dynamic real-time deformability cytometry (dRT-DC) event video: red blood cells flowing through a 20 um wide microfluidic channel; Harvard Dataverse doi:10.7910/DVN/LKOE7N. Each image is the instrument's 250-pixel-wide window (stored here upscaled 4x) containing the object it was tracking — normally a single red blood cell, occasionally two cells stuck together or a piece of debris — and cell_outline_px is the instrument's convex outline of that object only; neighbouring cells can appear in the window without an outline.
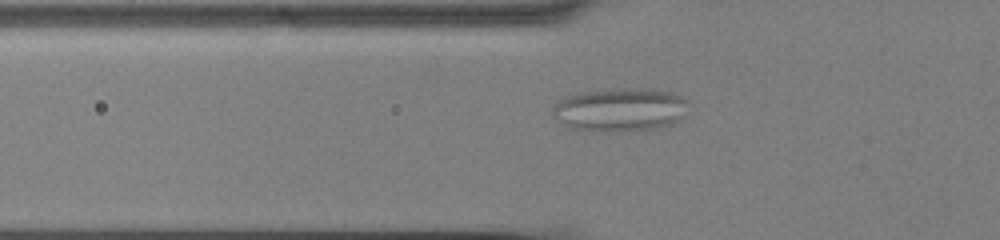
{"species": "common noctule bat (a hibernating species)", "species_latin": "Nyctalus noctula", "temperature_condition": "cold", "stored_images_in_passage": 43, "camera_frame_rate_fps": 3000, "um_per_image_px": 0.085, "animal": {"sex": "male", "body_mass_g": 13.0, "forearm_length_mm": 53.1}, "frame": {"image": 1, "passage_image": 6, "time_ms": 1.667, "image_size_px": [1000, 240], "cell_outline_px": [[692, 104], [684, 116], [680, 120], [672, 124], [656, 128], [572, 128], [564, 124], [552, 116], [552, 108], [560, 100], [568, 96], [584, 92], [624, 88], [652, 88], [672, 92], [684, 96]], "centroid_in_image_um": [52.84, 9.25], "position_along_channel_um": 73.0, "area_um2": 33.47}}
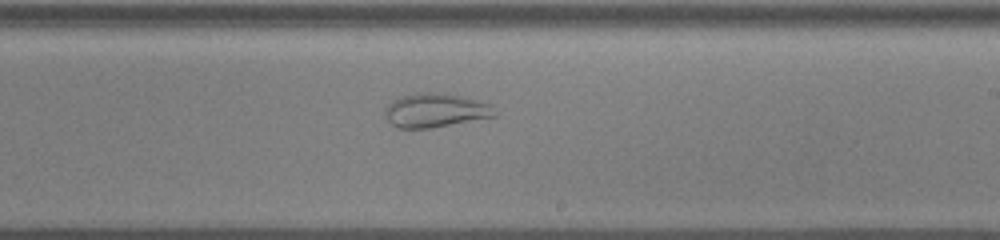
{"frame": {"image": 2, "passage_image": 21, "time_ms": 6.667, "image_size_px": [1000, 240], "cell_outline_px": [[496, 116], [432, 128], [396, 128], [384, 116], [384, 108], [392, 100], [400, 96], [416, 92], [440, 92], [460, 96], [488, 104], [496, 112]], "centroid_in_image_um": [36.93, 9.38], "position_along_channel_um": 252.1, "area_um2": 21.73}}
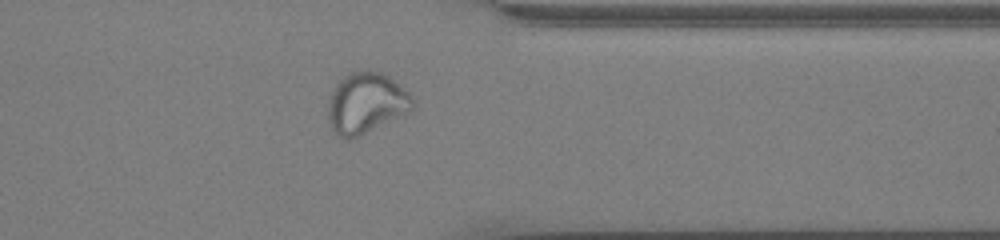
{"frame": {"image": 3, "passage_image": 32, "time_ms": 10.333, "image_size_px": [1000, 240], "cell_outline_px": [[416, 104], [408, 112], [348, 140], [340, 136], [332, 128], [328, 120], [328, 104], [332, 92], [336, 84], [348, 72], [380, 72], [388, 76], [408, 92], [416, 100]], "centroid_in_image_um": [31.12, 8.75], "position_along_channel_um": 380.3, "area_um2": 29.3}, "authors_computed_cell_mechanics": {"area_um2": 29.3046, "velocity_mm_per_s": 3.6005, "shape_relaxation_time_tau1_ms": null, "shape_relaxation_time_tau2_ms": 1.3584, "deformation_change_tau1": null, "deformation_change_tau2": 0.0715}}